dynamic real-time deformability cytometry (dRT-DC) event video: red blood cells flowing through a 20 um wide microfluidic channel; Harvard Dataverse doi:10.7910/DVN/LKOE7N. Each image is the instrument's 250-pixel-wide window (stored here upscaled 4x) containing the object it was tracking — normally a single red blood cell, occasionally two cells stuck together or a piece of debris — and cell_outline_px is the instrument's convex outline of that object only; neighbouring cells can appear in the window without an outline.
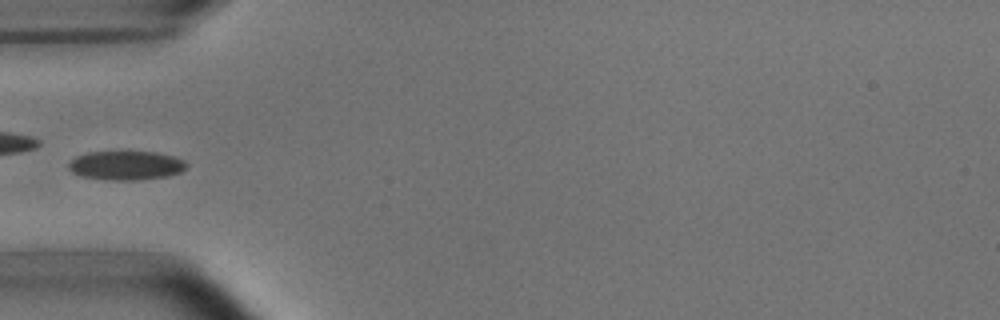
{"species": "common noctule bat (a hibernating species)", "species_latin": "Nyctalus noctula", "temperature_condition": "room temperature", "stored_images_in_passage": 7, "camera_frame_rate_fps": 3000, "um_per_image_px": 0.085, "animal": {"sex": "male", "body_mass_g": 15.6}, "frame": {"image": 1, "passage_image": 4, "time_ms": 3.667, "image_size_px": [1000, 320], "cell_outline_px": [[188, 164], [180, 172], [168, 176], [140, 180], [104, 180], [80, 176], [72, 172], [68, 168], [68, 164], [76, 156], [88, 152], [156, 152], [172, 156], [184, 160]], "centroid_in_image_um": [10.69, 14.07], "position_along_channel_um": 74.3, "area_um2": 20.0}}
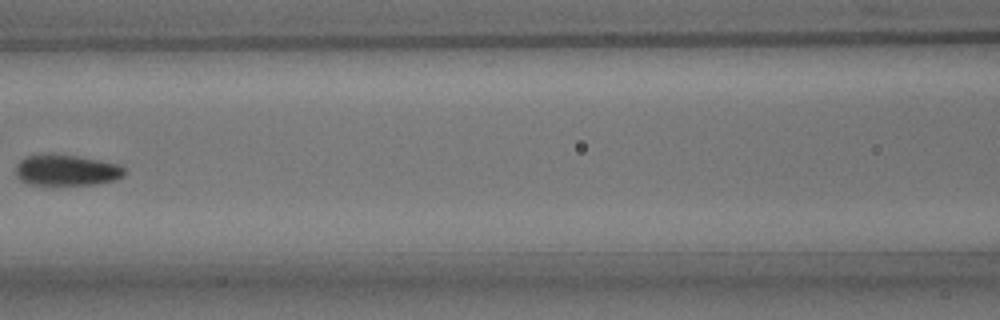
{"frame": {"image": 2, "passage_image": 6, "time_ms": 6.0, "image_size_px": [1000, 320], "cell_outline_px": [[124, 176], [116, 180], [96, 184], [28, 184], [20, 180], [16, 176], [16, 164], [24, 156], [76, 156], [116, 164], [124, 168]], "centroid_in_image_um": [5.64, 14.5], "position_along_channel_um": 161.0, "area_um2": 18.96}}
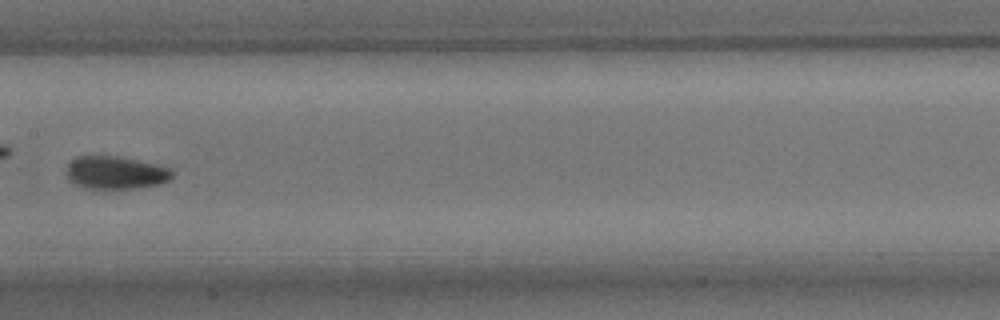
{"frame": {"image": 3, "passage_image": 7, "time_ms": 7.0, "image_size_px": [1000, 320], "cell_outline_px": [[172, 176], [168, 180], [160, 184], [136, 188], [84, 188], [72, 184], [68, 180], [68, 164], [76, 156], [120, 156], [156, 164], [172, 168]], "centroid_in_image_um": [9.82, 14.67], "position_along_channel_um": 197.6, "area_um2": 20.29}}